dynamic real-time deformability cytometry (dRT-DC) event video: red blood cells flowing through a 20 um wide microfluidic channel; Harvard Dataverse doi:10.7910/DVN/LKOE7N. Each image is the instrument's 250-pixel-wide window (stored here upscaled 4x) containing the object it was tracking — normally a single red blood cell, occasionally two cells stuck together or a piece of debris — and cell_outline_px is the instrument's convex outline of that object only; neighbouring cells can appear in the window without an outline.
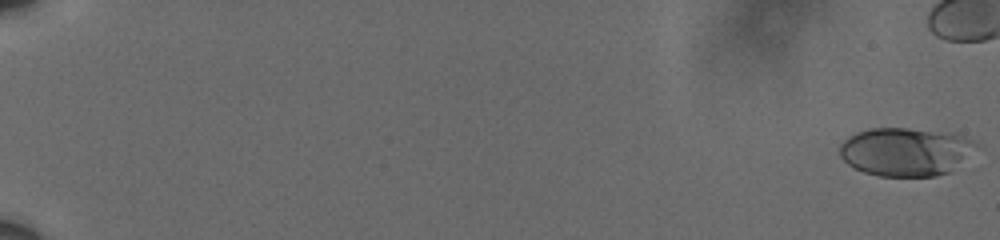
{"species": "human", "species_latin": "Homo sapiens", "temperature_condition": "cold", "stored_images_in_passage": 54, "camera_frame_rate_fps": 3000, "um_per_image_px": 0.085, "donor": {"sex": "male"}, "frame": {"image": 1, "passage_image": 1, "time_ms": 0.0, "image_size_px": [1000, 240], "cell_outline_px": [[980, 144], [952, 172], [936, 176], [876, 176], [864, 172], [848, 164], [840, 156], [840, 144], [848, 136], [856, 132], [872, 128], [904, 128], [956, 132]], "centroid_in_image_um": [77.01, 12.88], "position_along_channel_um": 8.0, "area_um2": 38.9}}
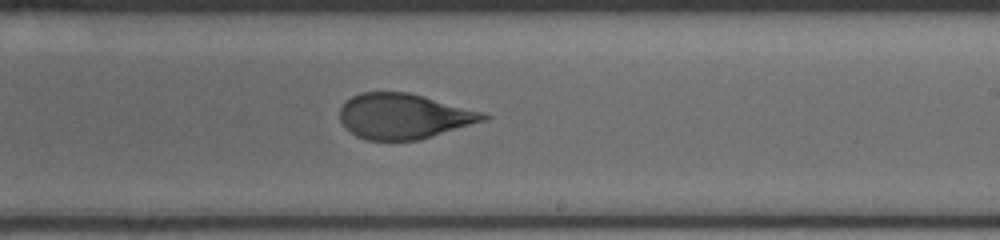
{"frame": {"image": 2, "passage_image": 40, "time_ms": 13.0, "image_size_px": [1000, 240], "cell_outline_px": [[492, 116], [488, 120], [420, 140], [368, 140], [356, 136], [344, 128], [340, 120], [340, 108], [352, 96], [360, 92], [408, 92], [484, 112]], "centroid_in_image_um": [34.34, 9.89], "position_along_channel_um": 254.7, "area_um2": 38.09}}
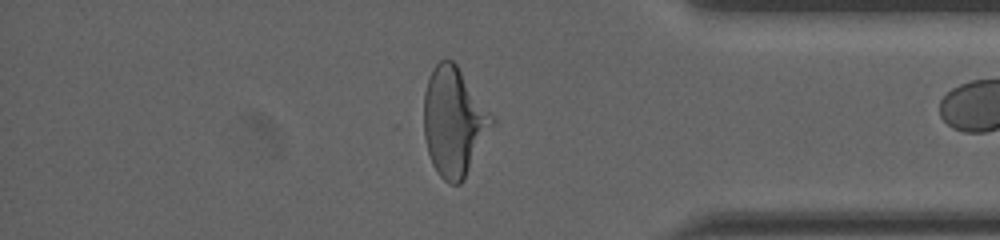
{"frame": {"image": 3, "passage_image": 53, "time_ms": 17.333, "image_size_px": [1000, 240], "cell_outline_px": [[496, 124], [464, 180], [460, 184], [452, 184], [444, 180], [436, 172], [432, 164], [428, 152], [424, 136], [424, 92], [428, 76], [432, 68], [440, 60], [452, 60], [456, 64], [496, 120]], "centroid_in_image_um": [38.59, 10.37], "position_along_channel_um": 396.6, "area_um2": 43.52}}